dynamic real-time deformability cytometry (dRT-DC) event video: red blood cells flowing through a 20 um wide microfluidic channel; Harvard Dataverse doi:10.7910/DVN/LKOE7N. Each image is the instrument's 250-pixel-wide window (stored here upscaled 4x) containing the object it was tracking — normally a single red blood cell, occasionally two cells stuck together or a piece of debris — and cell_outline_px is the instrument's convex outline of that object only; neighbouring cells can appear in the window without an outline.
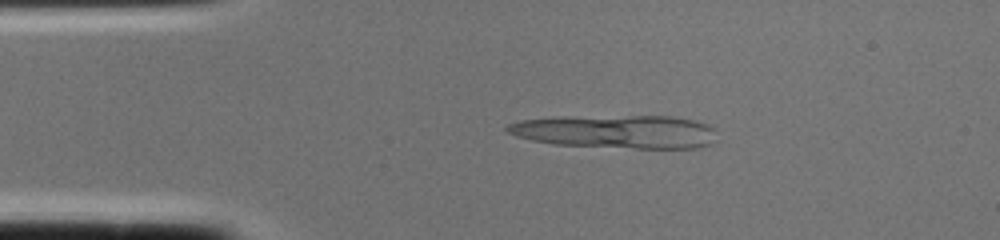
{"species": "common noctule bat (a hibernating species)", "species_latin": "Nyctalus noctula", "temperature_condition": "cold", "stored_images_in_passage": 1, "camera_frame_rate_fps": 3000, "um_per_image_px": 0.085, "animal": {"sex": "female", "body_mass_g": 22.0, "forearm_length_mm": 56.7}, "frame": {"image": 1, "passage_image": 1, "time_ms": 0.0, "image_size_px": [1000, 240], "cell_outline_px": [[716, 128], [712, 144], [696, 148], [636, 148], [552, 144], [532, 140], [516, 136], [508, 132], [504, 128], [508, 124], [520, 120], [560, 116], [672, 116], [696, 120], [708, 124]], "centroid_in_image_um": [52.39, 11.17], "position_along_channel_um": 32.6, "area_um2": 41.04}}